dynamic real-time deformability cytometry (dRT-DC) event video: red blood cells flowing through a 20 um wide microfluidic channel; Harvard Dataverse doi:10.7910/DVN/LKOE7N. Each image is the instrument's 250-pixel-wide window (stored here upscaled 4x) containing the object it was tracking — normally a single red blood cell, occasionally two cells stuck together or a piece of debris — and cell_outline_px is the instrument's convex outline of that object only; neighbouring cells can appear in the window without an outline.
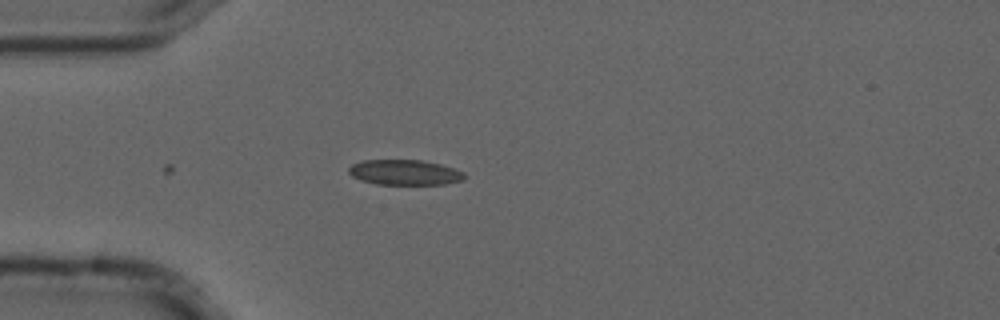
{"species": "common noctule bat (a hibernating species)", "species_latin": "Nyctalus noctula", "temperature_condition": "cold", "stored_images_in_passage": 4, "camera_frame_rate_fps": 3000, "um_per_image_px": 0.085, "animal": {"sex": "male", "forearm_length_mm": 52.5}, "frame": {"image": 1, "passage_image": 4, "time_ms": 1.0, "image_size_px": [1000, 320], "cell_outline_px": [[468, 176], [464, 180], [444, 184], [376, 184], [360, 180], [352, 176], [348, 172], [348, 168], [352, 164], [364, 160], [420, 160], [440, 164], [464, 172]], "centroid_in_image_um": [34.41, 14.65], "position_along_channel_um": 50.6, "area_um2": 17.05}}